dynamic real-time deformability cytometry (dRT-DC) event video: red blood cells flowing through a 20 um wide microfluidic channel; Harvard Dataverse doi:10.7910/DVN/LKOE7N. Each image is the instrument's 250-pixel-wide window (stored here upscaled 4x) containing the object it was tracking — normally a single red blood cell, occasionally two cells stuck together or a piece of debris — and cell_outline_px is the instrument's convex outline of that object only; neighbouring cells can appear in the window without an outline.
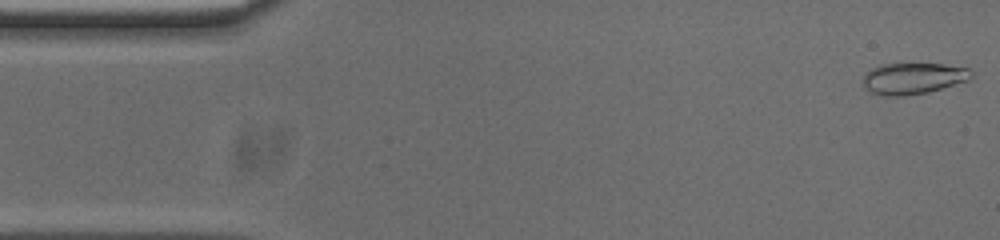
{"species": "common noctule bat (a hibernating species)", "species_latin": "Nyctalus noctula", "temperature_condition": "cold", "stored_images_in_passage": 53, "camera_frame_rate_fps": 3000, "um_per_image_px": 0.085, "animal": {"sex": "male", "body_mass_g": 20.0, "forearm_length_mm": 53.3}, "frame": {"image": 1, "passage_image": 1, "time_ms": 0.0, "image_size_px": [1000, 240], "cell_outline_px": [[972, 76], [968, 80], [928, 92], [904, 96], [884, 96], [868, 92], [864, 88], [864, 76], [872, 68], [880, 64], [944, 64], [968, 68], [972, 72]], "centroid_in_image_um": [77.59, 6.67], "position_along_channel_um": 7.4, "area_um2": 19.71}}
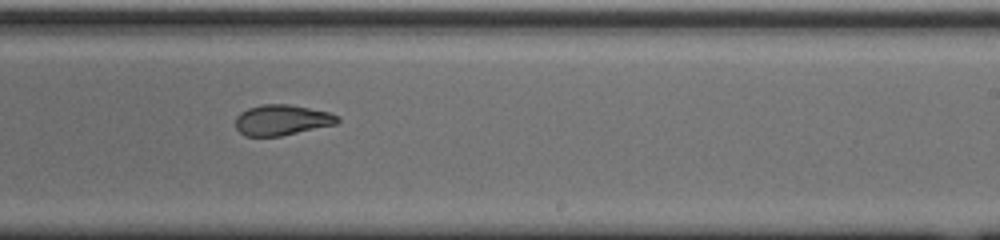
{"frame": {"image": 2, "passage_image": 31, "time_ms": 10.0, "image_size_px": [1000, 240], "cell_outline_px": [[340, 120], [336, 124], [280, 136], [244, 136], [236, 128], [236, 116], [240, 112], [248, 108], [260, 104], [288, 104], [328, 112], [340, 116]], "centroid_in_image_um": [23.94, 10.2], "position_along_channel_um": 265.1, "area_um2": 18.15}}
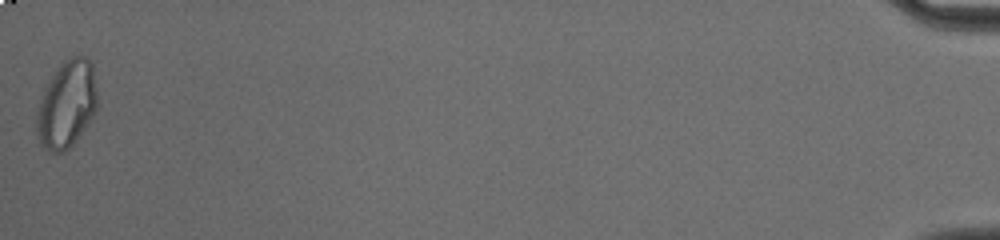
{"frame": {"image": 3, "passage_image": 53, "time_ms": 17.333, "image_size_px": [1000, 240], "cell_outline_px": [[96, 108], [88, 124], [76, 140], [64, 152], [48, 152], [40, 148], [36, 136], [36, 112], [44, 88], [52, 76], [64, 60], [72, 56], [84, 56], [92, 60], [96, 88]], "centroid_in_image_um": [5.64, 8.9], "position_along_channel_um": 429.6, "area_um2": 31.04}, "authors_computed_cell_mechanics": {"area_um2": 19.4208, "velocity_mm_per_s": 3.7368, "shape_relaxation_time_tau1_ms": 10.9861, "shape_relaxation_time_tau2_ms": 2.5363, "deformation_change_tau1": 0.2866, "deformation_change_tau2": 0.0704}}